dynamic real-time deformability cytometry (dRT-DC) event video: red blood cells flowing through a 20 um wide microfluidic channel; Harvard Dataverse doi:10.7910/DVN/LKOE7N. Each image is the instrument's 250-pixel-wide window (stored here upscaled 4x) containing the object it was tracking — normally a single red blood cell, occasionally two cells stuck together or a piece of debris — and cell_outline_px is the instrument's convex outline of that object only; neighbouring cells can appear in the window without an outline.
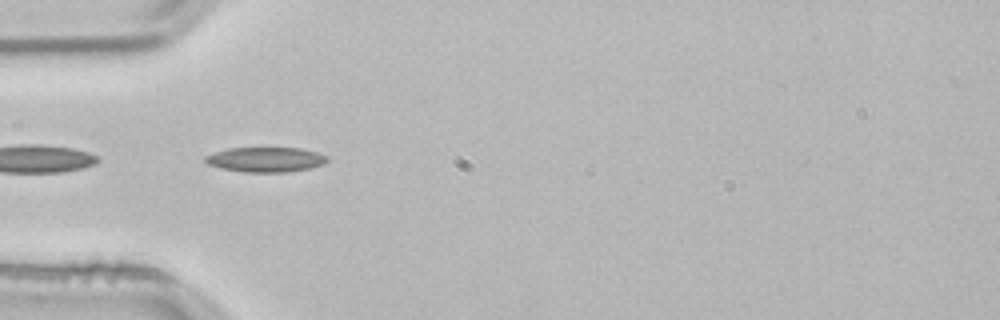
{"species": "common noctule bat (a hibernating species)", "species_latin": "Nyctalus noctula", "temperature_condition": "room temperature", "stored_images_in_passage": 3, "camera_frame_rate_fps": 3000, "um_per_image_px": 0.085, "animal": {"sex": "male", "body_mass_g": 21.5, "forearm_length_mm": 52.0}, "frame": {"image": 1, "passage_image": 2, "time_ms": 0.333, "image_size_px": [1000, 320], "cell_outline_px": [[328, 160], [324, 164], [308, 168], [288, 172], [244, 172], [220, 168], [208, 164], [204, 160], [204, 156], [228, 148], [300, 148], [316, 152], [328, 156]], "centroid_in_image_um": [22.57, 13.56], "position_along_channel_um": 62.4, "area_um2": 17.63}}